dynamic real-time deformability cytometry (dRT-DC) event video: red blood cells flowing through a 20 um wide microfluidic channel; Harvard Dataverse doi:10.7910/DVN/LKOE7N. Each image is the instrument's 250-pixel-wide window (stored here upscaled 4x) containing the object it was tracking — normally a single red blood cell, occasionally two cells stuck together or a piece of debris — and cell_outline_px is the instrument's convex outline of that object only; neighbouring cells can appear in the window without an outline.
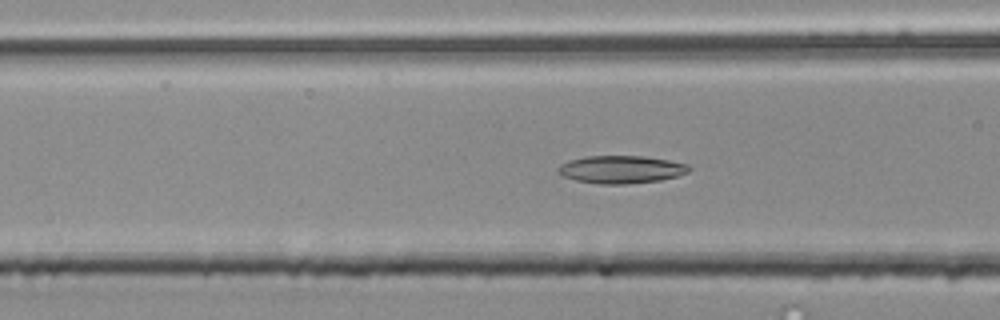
{"species": "common noctule bat (a hibernating species)", "species_latin": "Nyctalus noctula", "temperature_condition": "room temperature", "stored_images_in_passage": 41, "camera_frame_rate_fps": 3000, "um_per_image_px": 0.085, "animal": {"sex": "male", "body_mass_g": 20.4}, "frame": {"image": 1, "passage_image": 8, "time_ms": 2.333, "image_size_px": [1000, 320], "cell_outline_px": [[692, 168], [688, 172], [676, 176], [660, 180], [628, 184], [600, 184], [576, 180], [564, 176], [556, 172], [556, 168], [560, 164], [568, 160], [584, 156], [644, 156], [668, 160], [688, 164]], "centroid_in_image_um": [52.77, 14.4], "position_along_channel_um": 113.8, "area_um2": 21.27}}
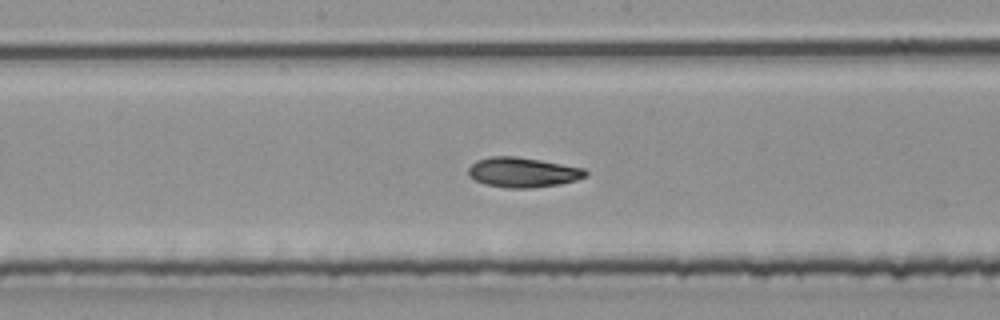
{"frame": {"image": 2, "passage_image": 15, "time_ms": 4.667, "image_size_px": [1000, 320], "cell_outline_px": [[588, 176], [576, 180], [560, 184], [532, 188], [508, 188], [484, 184], [476, 180], [468, 172], [468, 168], [476, 160], [488, 156], [516, 156], [540, 160], [584, 168], [588, 172]], "centroid_in_image_um": [44.45, 14.64], "position_along_channel_um": 203.7, "area_um2": 20.46}}
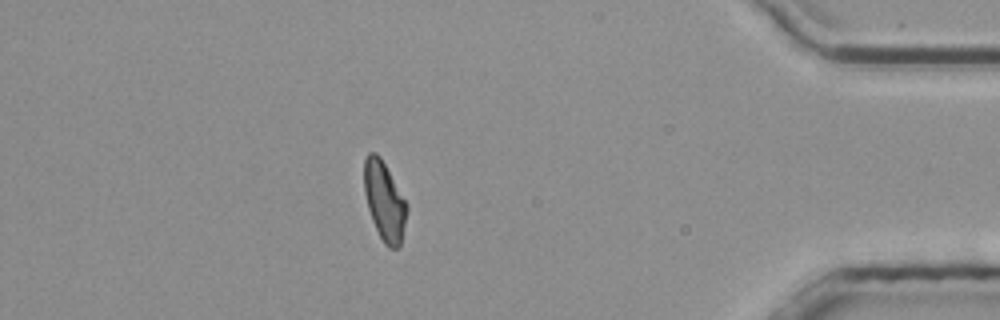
{"frame": {"image": 3, "passage_image": 34, "time_ms": 11.0, "image_size_px": [1000, 320], "cell_outline_px": [[408, 208], [400, 248], [388, 248], [384, 244], [372, 220], [368, 208], [364, 192], [364, 160], [368, 152], [376, 152], [380, 156], [408, 204]], "centroid_in_image_um": [32.68, 17.09], "position_along_channel_um": 402.5, "area_um2": 19.71}, "authors_computed_cell_mechanics": {"area_um2": 19.8832, "velocity_mm_per_s": 3.844, "shape_relaxation_time_tau1_ms": 3.4805, "shape_relaxation_time_tau2_ms": 2.7246, "deformation_change_tau1": 0.1628, "deformation_change_tau2": 0.0891}}